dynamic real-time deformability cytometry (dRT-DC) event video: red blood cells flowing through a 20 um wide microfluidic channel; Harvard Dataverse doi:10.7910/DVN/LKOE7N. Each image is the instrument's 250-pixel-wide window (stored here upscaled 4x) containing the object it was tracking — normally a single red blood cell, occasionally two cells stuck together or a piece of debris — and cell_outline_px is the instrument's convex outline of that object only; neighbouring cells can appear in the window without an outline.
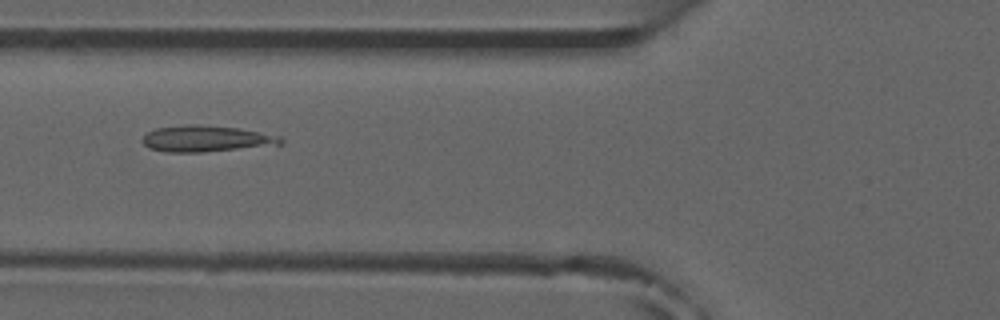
{"species": "common noctule bat (a hibernating species)", "species_latin": "Nyctalus noctula", "temperature_condition": "room temperature", "stored_images_in_passage": 7, "camera_frame_rate_fps": 3000, "um_per_image_px": 0.085, "animal": {"sex": "male", "forearm_length_mm": 52.5}, "frame": {"image": 1, "passage_image": 5, "time_ms": 5.333, "image_size_px": [1000, 320], "cell_outline_px": [[284, 144], [200, 152], [164, 152], [148, 148], [140, 140], [148, 132], [156, 128], [184, 124], [196, 124], [236, 128], [280, 136], [284, 140]], "centroid_in_image_um": [17.47, 11.79], "position_along_channel_um": 108.3, "area_um2": 21.04}}
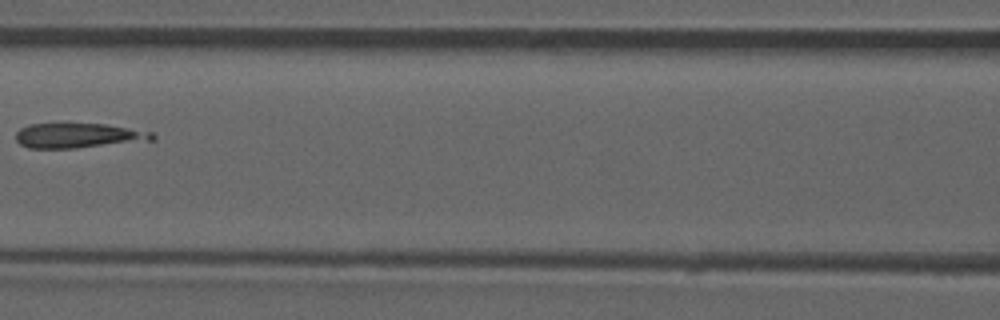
{"frame": {"image": 2, "passage_image": 6, "time_ms": 6.667, "image_size_px": [1000, 320], "cell_outline_px": [[156, 140], [72, 148], [28, 148], [20, 144], [16, 140], [16, 132], [20, 128], [28, 124], [104, 124], [152, 132], [156, 136]], "centroid_in_image_um": [6.65, 11.53], "position_along_channel_um": 160.0, "area_um2": 19.59}}